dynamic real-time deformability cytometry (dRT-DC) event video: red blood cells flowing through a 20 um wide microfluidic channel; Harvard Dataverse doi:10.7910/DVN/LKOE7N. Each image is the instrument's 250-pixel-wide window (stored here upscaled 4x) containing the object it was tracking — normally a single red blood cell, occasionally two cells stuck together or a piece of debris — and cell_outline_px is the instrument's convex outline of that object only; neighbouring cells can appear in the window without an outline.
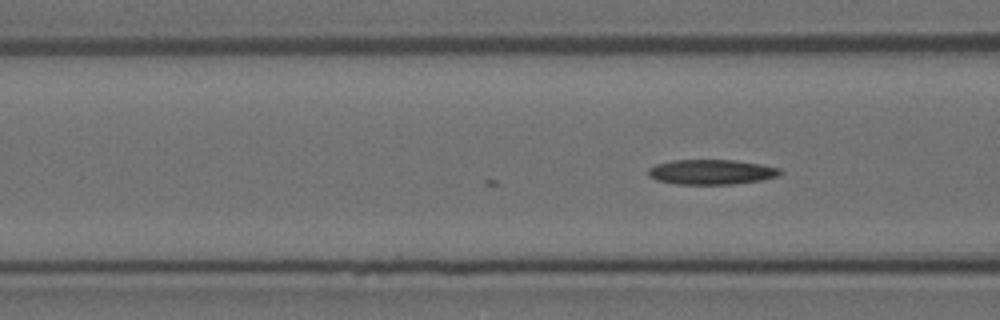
{"species": "Egyptian fruit bat (a non-hibernating species)", "species_latin": "Rousettus aegyptiacus", "temperature_condition": "room temperature", "stored_images_in_passage": 8, "camera_frame_rate_fps": 3000, "um_per_image_px": 0.085, "animal": {"sex": "female"}, "frame": {"image": 1, "passage_image": 8, "time_ms": 2.333, "image_size_px": [1000, 320], "cell_outline_px": [[784, 172], [780, 176], [760, 180], [732, 184], [676, 184], [656, 180], [648, 176], [648, 168], [656, 164], [672, 160], [736, 160], [760, 164], [780, 168]], "centroid_in_image_um": [60.47, 14.61], "position_along_channel_um": 106.1, "area_um2": 19.31}}